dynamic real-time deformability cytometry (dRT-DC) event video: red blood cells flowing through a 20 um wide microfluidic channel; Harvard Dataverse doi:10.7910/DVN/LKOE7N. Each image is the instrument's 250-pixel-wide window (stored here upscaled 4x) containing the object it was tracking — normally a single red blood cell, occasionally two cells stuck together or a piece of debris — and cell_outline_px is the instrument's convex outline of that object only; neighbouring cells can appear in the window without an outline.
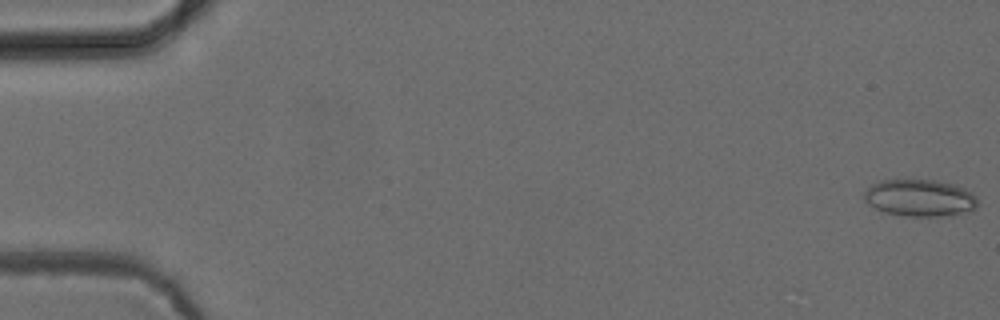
{"species": "common noctule bat (a hibernating species)", "species_latin": "Nyctalus noctula", "temperature_condition": "cold", "stored_images_in_passage": 53, "camera_frame_rate_fps": 3000, "um_per_image_px": 0.085, "animal": {"sex": "female", "body_mass_g": 24.6, "forearm_length_mm": 56.2}, "frame": {"image": 1, "passage_image": 1, "time_ms": 0.0, "image_size_px": [1000, 320], "cell_outline_px": [[976, 208], [972, 212], [948, 216], [908, 216], [888, 212], [876, 208], [868, 204], [864, 200], [864, 192], [872, 184], [880, 180], [936, 180], [952, 184], [964, 188], [972, 192], [976, 196]], "centroid_in_image_um": [78.22, 16.83], "position_along_channel_um": 6.8, "area_um2": 24.51}}
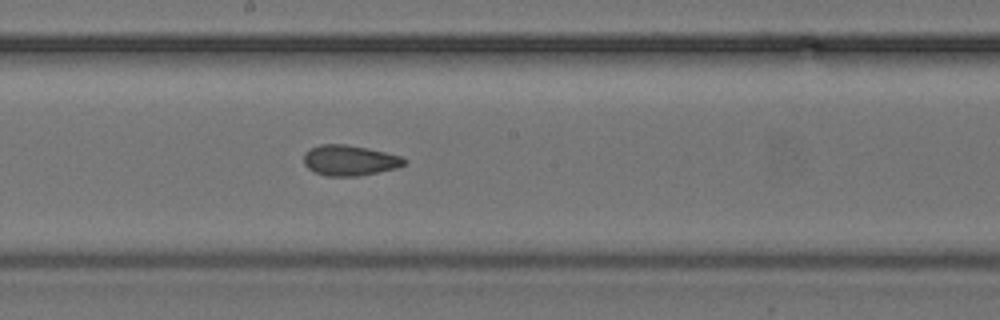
{"frame": {"image": 2, "passage_image": 29, "time_ms": 9.333, "image_size_px": [1000, 320], "cell_outline_px": [[408, 160], [404, 164], [396, 168], [356, 176], [328, 176], [316, 172], [308, 168], [304, 164], [304, 152], [320, 144], [344, 144], [368, 148], [400, 156]], "centroid_in_image_um": [29.7, 13.62], "position_along_channel_um": 218.5, "area_um2": 17.63}}
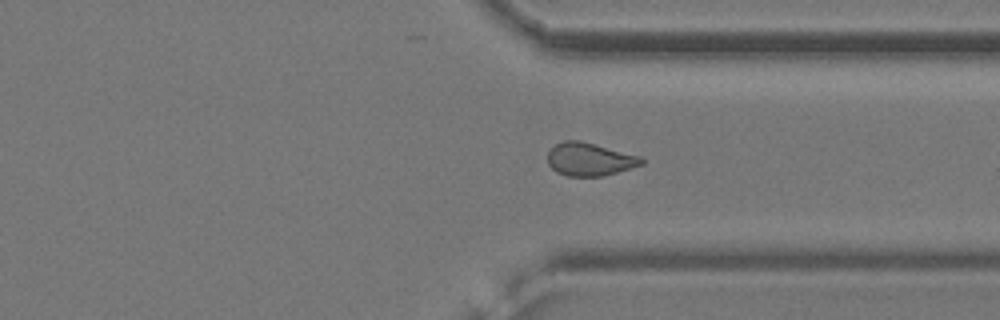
{"frame": {"image": 3, "passage_image": 40, "time_ms": 13.0, "image_size_px": [1000, 320], "cell_outline_px": [[644, 164], [604, 176], [568, 176], [556, 172], [548, 164], [548, 152], [556, 144], [564, 140], [580, 140], [640, 156], [644, 160]], "centroid_in_image_um": [50.12, 13.54], "position_along_channel_um": 361.3, "area_um2": 18.03}, "authors_computed_cell_mechanics": {"area_um2": 18.2648, "velocity_mm_per_s": 3.9015, "shape_relaxation_time_tau1_ms": null, "shape_relaxation_time_tau2_ms": 2.874, "deformation_change_tau1": null, "deformation_change_tau2": 0.0994}}